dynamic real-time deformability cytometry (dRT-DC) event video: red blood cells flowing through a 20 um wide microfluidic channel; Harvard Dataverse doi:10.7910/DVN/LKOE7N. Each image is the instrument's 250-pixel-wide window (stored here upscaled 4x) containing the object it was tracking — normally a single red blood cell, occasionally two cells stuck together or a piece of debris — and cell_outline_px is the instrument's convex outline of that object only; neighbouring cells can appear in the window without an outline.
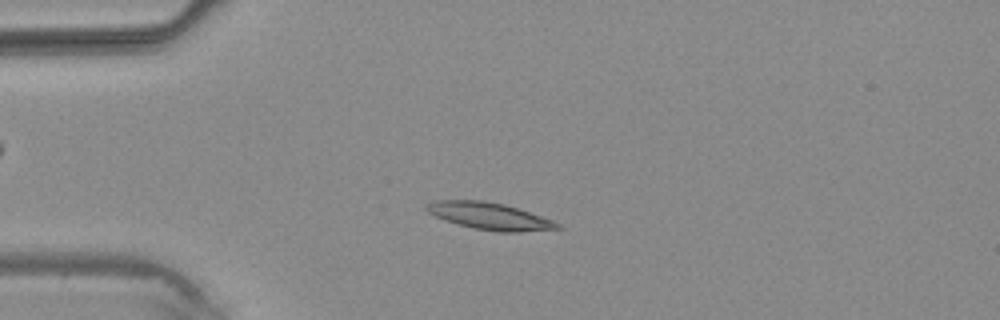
{"species": "common noctule bat (a hibernating species)", "species_latin": "Nyctalus noctula", "temperature_condition": "warm", "stored_images_in_passage": 2, "camera_frame_rate_fps": 3000, "um_per_image_px": 0.085, "animal": {"sex": "male", "body_mass_g": 20.4}, "frame": {"image": 1, "passage_image": 2, "time_ms": 1.333, "image_size_px": [1000, 320], "cell_outline_px": [[564, 228], [520, 232], [500, 232], [472, 228], [444, 220], [428, 212], [424, 208], [424, 204], [436, 200], [484, 200], [504, 204], [552, 220], [560, 224]], "centroid_in_image_um": [41.58, 18.37], "position_along_channel_um": 43.4, "area_um2": 20.58}}